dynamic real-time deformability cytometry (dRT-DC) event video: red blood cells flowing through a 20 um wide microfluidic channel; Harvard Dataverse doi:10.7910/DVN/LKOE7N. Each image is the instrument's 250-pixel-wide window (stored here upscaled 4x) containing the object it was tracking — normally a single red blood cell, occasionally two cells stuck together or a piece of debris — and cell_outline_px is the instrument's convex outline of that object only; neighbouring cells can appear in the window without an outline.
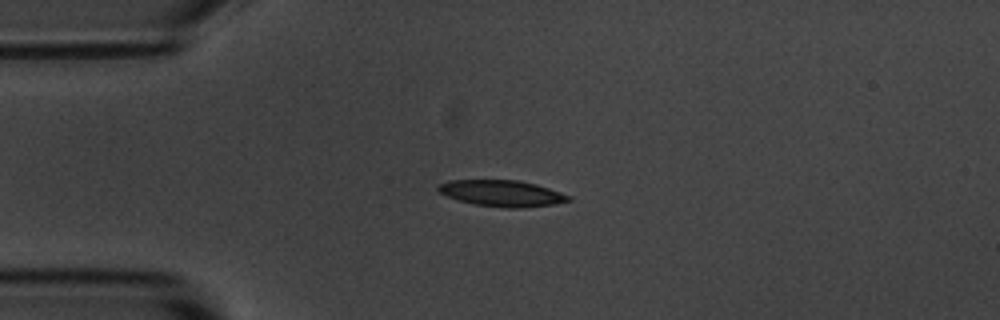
{"species": "common noctule bat (a hibernating species)", "species_latin": "Nyctalus noctula", "temperature_condition": "room temperature", "stored_images_in_passage": 5, "camera_frame_rate_fps": 3000, "um_per_image_px": 0.085, "animal": {"sex": "male", "body_mass_g": 20.1, "forearm_length_mm": 53.5}, "frame": {"image": 1, "passage_image": 2, "time_ms": 1.0, "image_size_px": [1000, 320], "cell_outline_px": [[572, 200], [556, 204], [520, 208], [504, 208], [476, 204], [460, 200], [448, 196], [440, 192], [436, 188], [440, 184], [448, 180], [516, 180], [536, 184], [572, 196]], "centroid_in_image_um": [42.71, 16.43], "position_along_channel_um": 42.3, "area_um2": 19.83}}
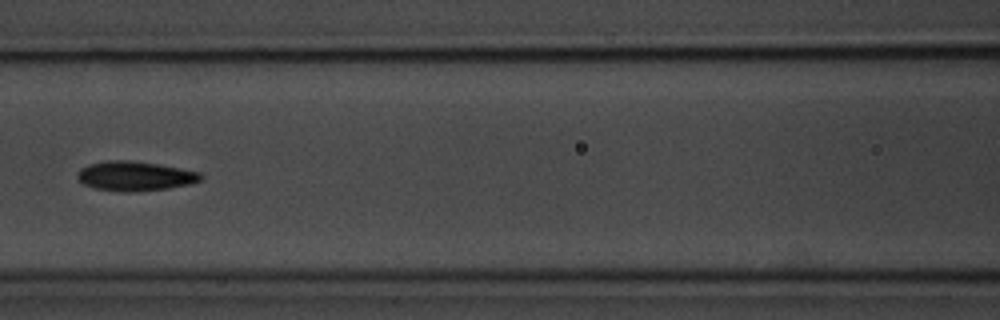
{"frame": {"image": 2, "passage_image": 5, "time_ms": 4.667, "image_size_px": [1000, 320], "cell_outline_px": [[204, 176], [200, 180], [192, 184], [168, 188], [132, 192], [124, 192], [92, 188], [84, 184], [76, 176], [80, 168], [88, 164], [108, 160], [128, 160], [156, 164], [180, 168], [200, 172]], "centroid_in_image_um": [11.46, 14.97], "position_along_channel_um": 155.1, "area_um2": 21.27}}